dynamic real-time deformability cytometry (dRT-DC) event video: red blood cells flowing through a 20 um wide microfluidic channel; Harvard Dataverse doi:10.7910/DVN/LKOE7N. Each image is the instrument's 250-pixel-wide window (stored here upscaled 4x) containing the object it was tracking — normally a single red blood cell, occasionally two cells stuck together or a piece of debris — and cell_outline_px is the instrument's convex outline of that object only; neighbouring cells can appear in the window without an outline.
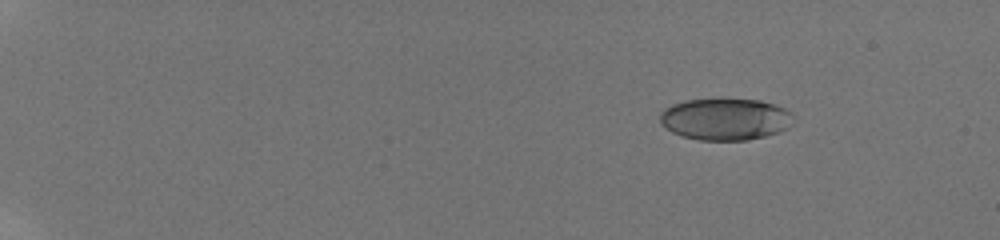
{"species": "human", "species_latin": "Homo sapiens", "temperature_condition": "room temperature", "stored_images_in_passage": 33, "camera_frame_rate_fps": 3000, "um_per_image_px": 0.085, "donor": {"sex": "male"}, "frame": {"image": 1, "passage_image": 2, "time_ms": 0.333, "image_size_px": [1000, 240], "cell_outline_px": [[796, 124], [780, 132], [748, 140], [700, 140], [680, 136], [664, 128], [660, 124], [660, 112], [664, 108], [672, 104], [684, 100], [760, 100], [776, 104], [792, 112], [796, 116]], "centroid_in_image_um": [61.7, 10.14], "position_along_channel_um": 23.3, "area_um2": 33.0}}
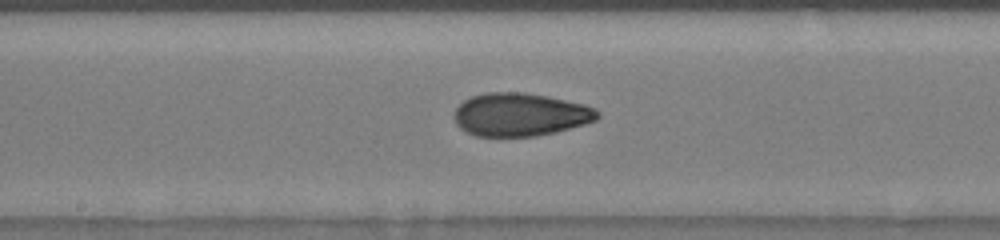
{"frame": {"image": 2, "passage_image": 19, "time_ms": 9.0, "image_size_px": [1000, 240], "cell_outline_px": [[600, 116], [596, 120], [584, 124], [556, 132], [536, 136], [476, 136], [460, 128], [456, 124], [452, 116], [456, 108], [464, 100], [472, 96], [488, 92], [524, 92], [548, 96], [584, 104], [596, 108], [600, 112]], "centroid_in_image_um": [44.22, 9.73], "position_along_channel_um": 204.0, "area_um2": 36.18}}
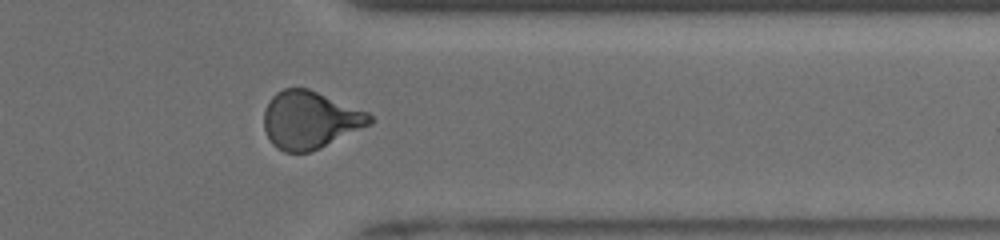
{"frame": {"image": 3, "passage_image": 28, "time_ms": 13.667, "image_size_px": [1000, 240], "cell_outline_px": [[376, 120], [372, 124], [320, 148], [308, 152], [284, 152], [276, 148], [272, 144], [264, 128], [264, 112], [268, 100], [276, 92], [284, 88], [308, 88], [368, 112]], "centroid_in_image_um": [26.35, 10.19], "position_along_channel_um": 385.0, "area_um2": 35.6}, "authors_computed_cell_mechanics": {"area_um2": 34.7956, "velocity_mm_per_s": 3.9054, "shape_relaxation_time_tau1_ms": 6.2162, "shape_relaxation_time_tau2_ms": 1.9853, "deformation_change_tau1": 0.1902, "deformation_change_tau2": 0.0753}}